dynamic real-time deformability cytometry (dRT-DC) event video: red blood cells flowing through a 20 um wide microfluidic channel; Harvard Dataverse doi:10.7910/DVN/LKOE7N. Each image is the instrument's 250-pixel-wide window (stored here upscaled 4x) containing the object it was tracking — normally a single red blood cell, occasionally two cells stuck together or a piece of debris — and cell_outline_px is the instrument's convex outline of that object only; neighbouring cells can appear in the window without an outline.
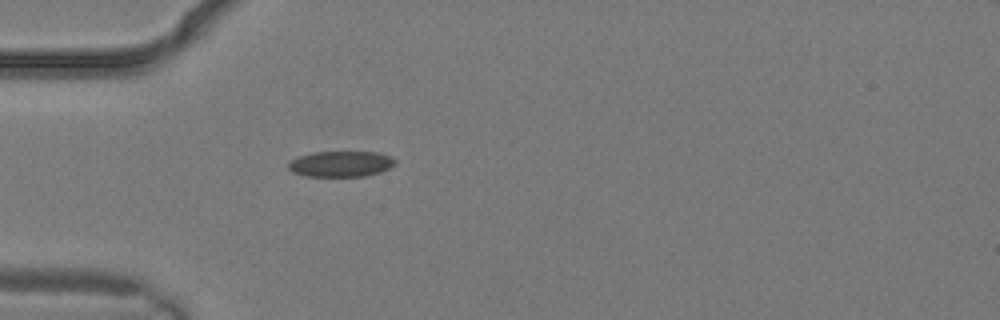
{"species": "common noctule bat (a hibernating species)", "species_latin": "Nyctalus noctula", "temperature_condition": "warm", "stored_images_in_passage": 1, "camera_frame_rate_fps": 3000, "um_per_image_px": 0.085, "animal": {"sex": "male", "body_mass_g": 19.2, "forearm_length_mm": 51.8}, "frame": {"image": 1, "passage_image": 1, "time_ms": 0.0, "image_size_px": [1000, 320], "cell_outline_px": [[396, 164], [380, 172], [364, 176], [308, 176], [292, 172], [288, 168], [288, 164], [292, 160], [300, 156], [312, 152], [376, 152], [388, 156], [396, 160]], "centroid_in_image_um": [28.97, 13.93], "position_along_channel_um": 56.0, "area_um2": 15.84}}